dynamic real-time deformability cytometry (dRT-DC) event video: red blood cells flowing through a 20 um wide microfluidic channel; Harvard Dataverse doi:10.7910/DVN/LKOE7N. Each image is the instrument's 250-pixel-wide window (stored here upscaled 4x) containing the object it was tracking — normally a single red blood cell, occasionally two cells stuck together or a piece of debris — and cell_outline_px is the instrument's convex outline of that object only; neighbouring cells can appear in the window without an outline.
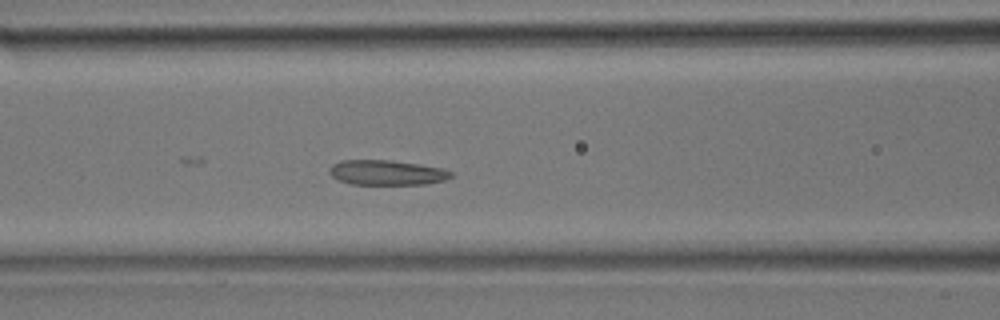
{"species": "common noctule bat (a hibernating species)", "species_latin": "Nyctalus noctula", "temperature_condition": "room temperature", "stored_images_in_passage": 30, "camera_frame_rate_fps": 3000, "um_per_image_px": 0.085, "animal": {"sex": "male", "body_mass_g": 17.9}, "frame": {"image": 1, "passage_image": 13, "time_ms": 4.0, "image_size_px": [1000, 320], "cell_outline_px": [[452, 176], [444, 180], [424, 184], [352, 184], [340, 180], [332, 176], [328, 172], [328, 168], [332, 164], [340, 160], [392, 160], [420, 164], [444, 168], [452, 172]], "centroid_in_image_um": [32.86, 14.65], "position_along_channel_um": 133.7, "area_um2": 17.74}}
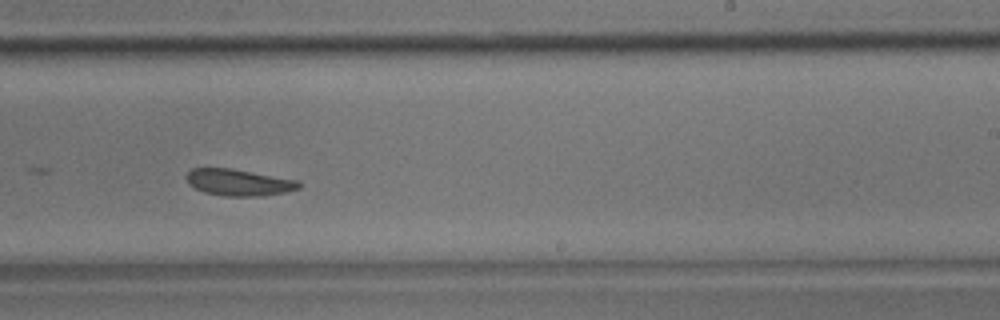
{"frame": {"image": 2, "passage_image": 21, "time_ms": 6.667, "image_size_px": [1000, 320], "cell_outline_px": [[300, 188], [284, 192], [264, 196], [224, 196], [204, 192], [188, 184], [184, 176], [192, 168], [232, 168], [300, 180]], "centroid_in_image_um": [20.29, 15.5], "position_along_channel_um": 268.7, "area_um2": 17.63}}
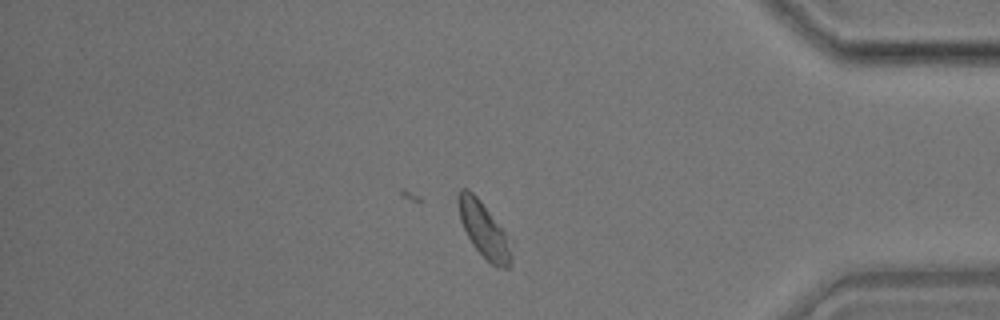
{"frame": {"image": 3, "passage_image": 30, "time_ms": 9.667, "image_size_px": [1000, 320], "cell_outline_px": [[512, 256], [508, 268], [496, 268], [472, 244], [460, 220], [456, 200], [456, 196], [460, 188], [468, 188], [480, 200], [512, 240]], "centroid_in_image_um": [41.14, 19.52], "position_along_channel_um": 394.1, "area_um2": 17.28}}